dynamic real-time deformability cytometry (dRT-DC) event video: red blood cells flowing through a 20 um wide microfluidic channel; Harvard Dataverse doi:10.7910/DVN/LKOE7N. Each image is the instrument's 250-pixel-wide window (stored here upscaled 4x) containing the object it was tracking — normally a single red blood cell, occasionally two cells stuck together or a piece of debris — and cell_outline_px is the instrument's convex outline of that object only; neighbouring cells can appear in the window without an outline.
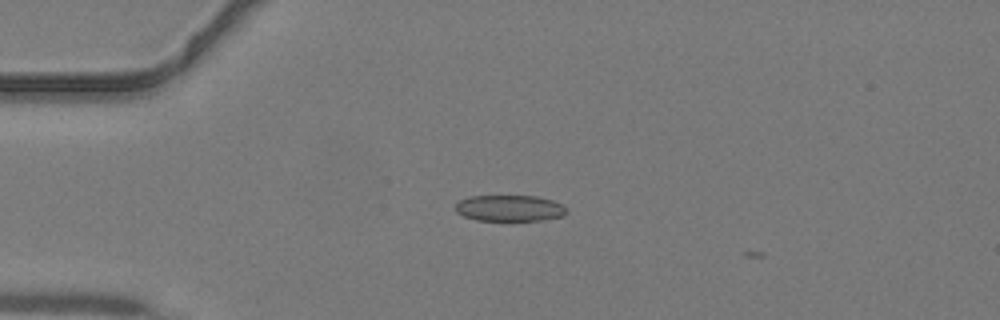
{"species": "common noctule bat (a hibernating species)", "species_latin": "Nyctalus noctula", "temperature_condition": "warm", "stored_images_in_passage": 31, "camera_frame_rate_fps": 3000, "um_per_image_px": 0.085, "animal": {"sex": "male", "body_mass_g": 19.2, "forearm_length_mm": 51.8}, "frame": {"image": 1, "passage_image": 2, "time_ms": 0.333, "image_size_px": [1000, 320], "cell_outline_px": [[568, 212], [564, 216], [540, 220], [476, 220], [464, 216], [456, 212], [456, 204], [460, 200], [468, 196], [536, 196], [552, 200], [560, 204]], "centroid_in_image_um": [43.3, 17.69], "position_along_channel_um": 41.7, "area_um2": 16.82}}
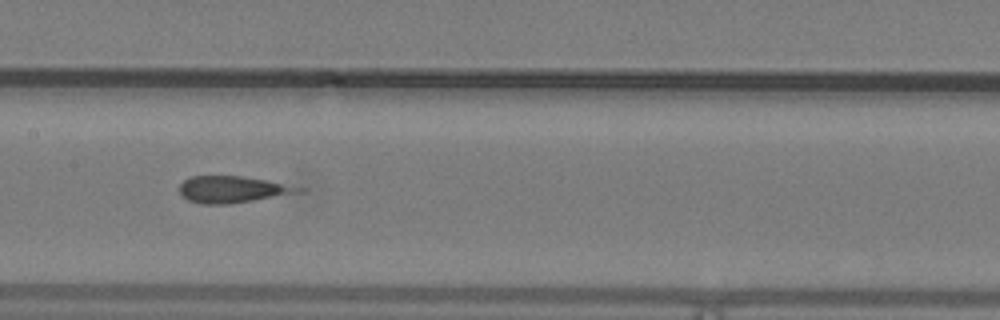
{"frame": {"image": 2, "passage_image": 13, "time_ms": 4.0, "image_size_px": [1000, 320], "cell_outline_px": [[308, 192], [228, 204], [200, 204], [188, 200], [180, 192], [180, 184], [188, 176], [240, 176], [264, 180], [308, 188]], "centroid_in_image_um": [19.84, 16.11], "position_along_channel_um": 187.6, "area_um2": 18.67}}
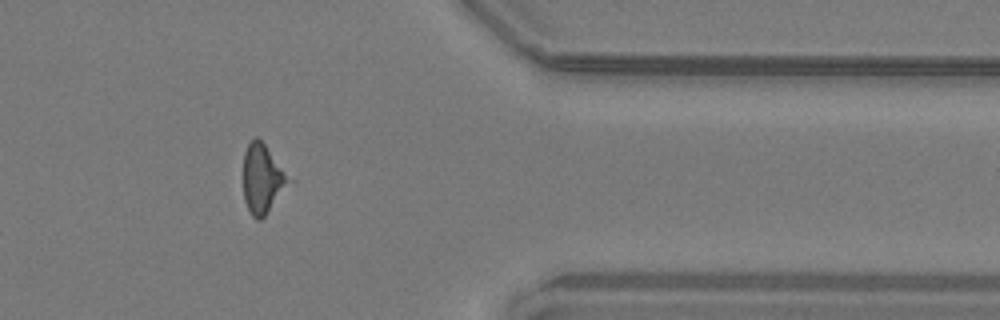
{"frame": {"image": 3, "passage_image": 27, "time_ms": 8.667, "image_size_px": [1000, 320], "cell_outline_px": [[296, 180], [264, 216], [260, 220], [256, 220], [252, 216], [244, 200], [244, 152], [248, 144], [256, 136], [264, 144]], "centroid_in_image_um": [22.39, 15.21], "position_along_channel_um": 389.0, "area_um2": 18.84}}